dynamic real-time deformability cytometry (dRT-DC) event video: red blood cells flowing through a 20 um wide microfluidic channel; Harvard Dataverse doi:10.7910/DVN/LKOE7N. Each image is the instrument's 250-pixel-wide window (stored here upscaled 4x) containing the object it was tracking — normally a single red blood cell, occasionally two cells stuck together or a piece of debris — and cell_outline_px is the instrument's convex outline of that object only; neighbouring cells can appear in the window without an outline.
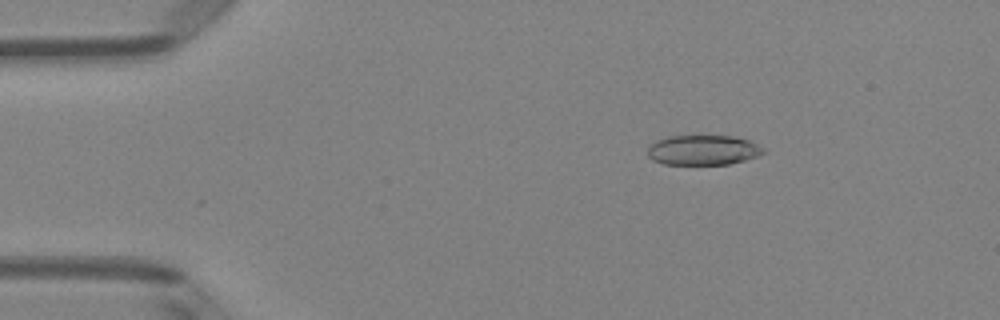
{"species": "Egyptian fruit bat (a non-hibernating species)", "species_latin": "Rousettus aegyptiacus", "temperature_condition": "room temperature", "stored_images_in_passage": 50, "camera_frame_rate_fps": 3000, "um_per_image_px": 0.085, "animal": {"sex": "female"}, "frame": {"image": 1, "passage_image": 8, "time_ms": 2.333, "image_size_px": [1000, 320], "cell_outline_px": [[768, 152], [744, 160], [728, 164], [664, 164], [652, 160], [648, 156], [648, 148], [656, 140], [668, 136], [732, 136], [748, 140], [764, 148]], "centroid_in_image_um": [59.76, 12.75], "position_along_channel_um": 25.2, "area_um2": 20.11}}
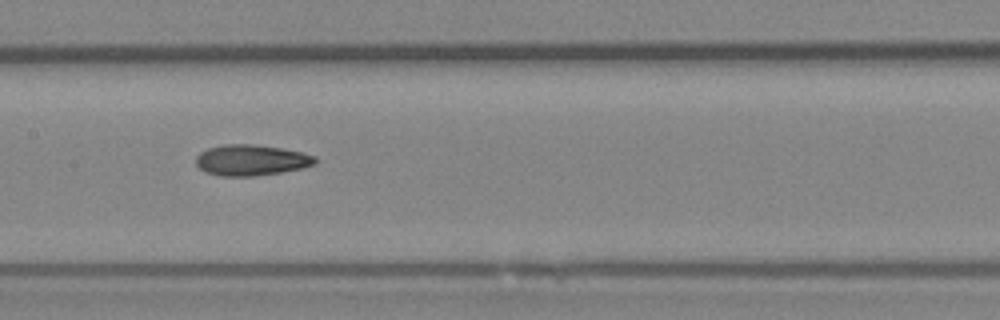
{"frame": {"image": 2, "passage_image": 25, "time_ms": 8.0, "image_size_px": [1000, 320], "cell_outline_px": [[316, 164], [304, 168], [280, 172], [252, 176], [220, 176], [204, 172], [196, 164], [196, 156], [200, 152], [208, 148], [224, 144], [252, 144], [280, 148], [300, 152], [316, 156]], "centroid_in_image_um": [21.34, 13.61], "position_along_channel_um": 186.1, "area_um2": 21.44}}
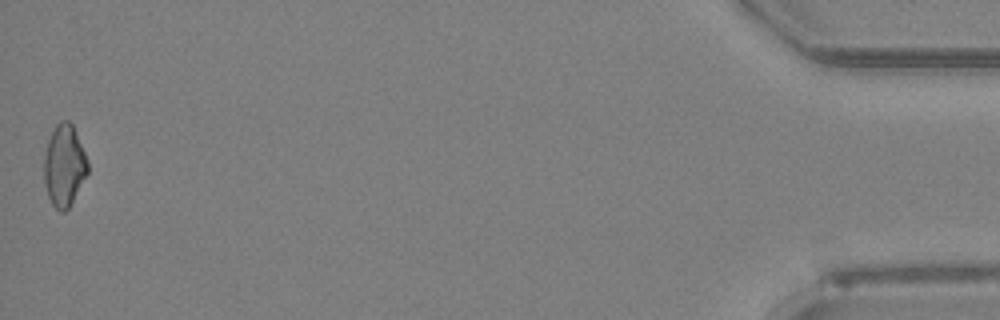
{"frame": {"image": 3, "passage_image": 50, "time_ms": 16.333, "image_size_px": [1000, 320], "cell_outline_px": [[88, 172], [68, 208], [64, 212], [60, 212], [52, 204], [48, 196], [44, 184], [44, 156], [48, 140], [56, 124], [60, 120], [68, 120], [72, 124], [88, 160]], "centroid_in_image_um": [5.45, 14.06], "position_along_channel_um": 429.8, "area_um2": 20.63}, "authors_computed_cell_mechanics": {"area_um2": 21.097, "velocity_mm_per_s": 4.0616, "shape_relaxation_time_tau1_ms": null, "shape_relaxation_time_tau2_ms": 4.5532, "deformation_change_tau1": null, "deformation_change_tau2": 0.1297}}